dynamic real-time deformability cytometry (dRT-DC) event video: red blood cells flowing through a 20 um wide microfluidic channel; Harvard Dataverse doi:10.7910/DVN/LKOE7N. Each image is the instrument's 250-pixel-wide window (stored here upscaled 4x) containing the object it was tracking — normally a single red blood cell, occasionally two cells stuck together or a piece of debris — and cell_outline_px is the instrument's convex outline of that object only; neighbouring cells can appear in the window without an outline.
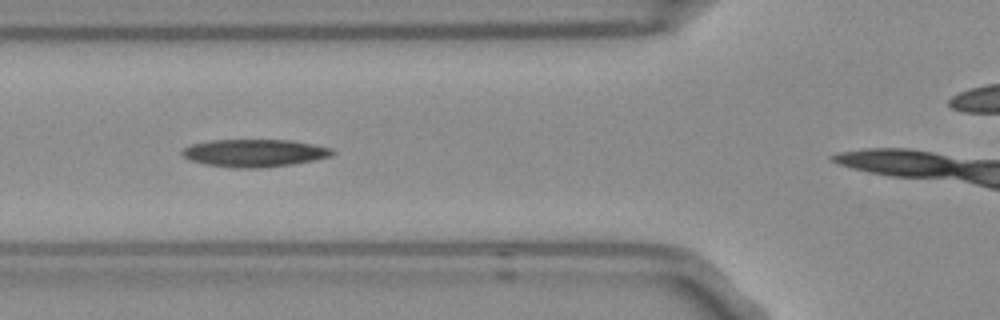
{"species": "Egyptian fruit bat (a non-hibernating species)", "species_latin": "Rousettus aegyptiacus", "temperature_condition": "room temperature", "stored_images_in_passage": 29, "camera_frame_rate_fps": 3000, "um_per_image_px": 0.085, "frame": {"image": 1, "passage_image": 5, "time_ms": 1.333, "image_size_px": [1000, 320], "cell_outline_px": [[336, 152], [328, 156], [312, 160], [292, 164], [260, 168], [232, 168], [204, 164], [192, 160], [184, 156], [180, 152], [184, 148], [192, 144], [212, 140], [292, 140], [312, 144], [328, 148]], "centroid_in_image_um": [21.58, 13.01], "position_along_channel_um": 104.2, "area_um2": 23.87}}